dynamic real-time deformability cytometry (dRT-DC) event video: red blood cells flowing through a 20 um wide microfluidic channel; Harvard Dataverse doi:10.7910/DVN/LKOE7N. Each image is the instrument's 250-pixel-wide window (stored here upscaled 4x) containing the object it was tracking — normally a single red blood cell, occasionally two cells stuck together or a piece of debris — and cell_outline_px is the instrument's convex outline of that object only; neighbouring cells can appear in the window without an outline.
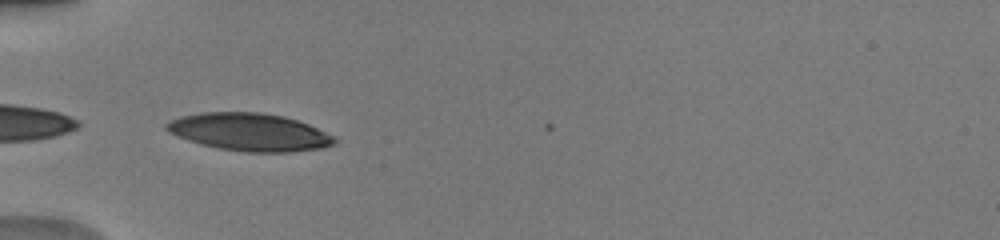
{"species": "human", "species_latin": "Homo sapiens", "temperature_condition": "warm", "stored_images_in_passage": 34, "camera_frame_rate_fps": 3000, "um_per_image_px": 0.085, "donor": {"sex": "male"}, "frame": {"image": 1, "passage_image": 1, "time_ms": 0.0, "image_size_px": [1000, 240], "cell_outline_px": [[336, 144], [324, 148], [292, 152], [244, 152], [220, 148], [200, 144], [176, 136], [168, 132], [164, 128], [164, 124], [180, 116], [200, 112], [260, 112], [284, 116], [308, 124], [336, 136]], "centroid_in_image_um": [21.22, 11.23], "position_along_channel_um": 63.8, "area_um2": 37.17}}
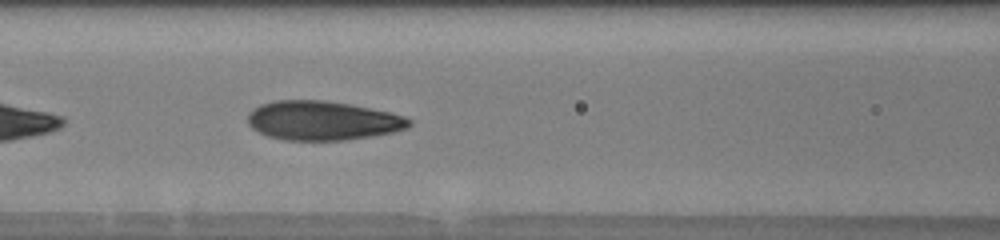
{"frame": {"image": 2, "passage_image": 7, "time_ms": 2.0, "image_size_px": [1000, 240], "cell_outline_px": [[412, 124], [408, 128], [392, 132], [372, 136], [344, 140], [284, 140], [268, 136], [252, 128], [248, 124], [248, 112], [252, 108], [260, 104], [276, 100], [324, 100], [348, 104], [392, 112], [404, 116], [412, 120]], "centroid_in_image_um": [27.41, 10.24], "position_along_channel_um": 139.2, "area_um2": 36.99}}
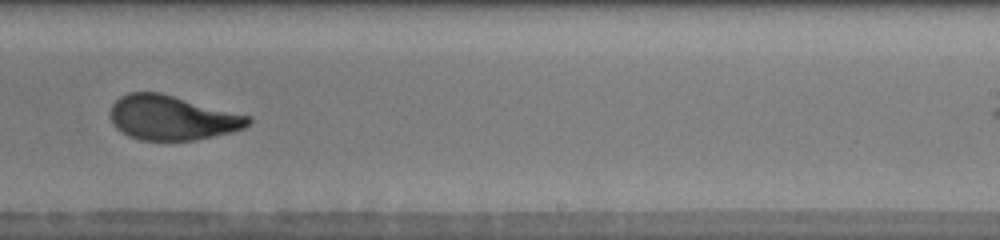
{"frame": {"image": 3, "passage_image": 17, "time_ms": 5.333, "image_size_px": [1000, 240], "cell_outline_px": [[252, 120], [244, 128], [232, 132], [196, 140], [140, 140], [128, 136], [116, 128], [112, 124], [108, 112], [112, 104], [120, 96], [128, 92], [160, 92], [252, 116]], "centroid_in_image_um": [14.61, 10.0], "position_along_channel_um": 274.4, "area_um2": 36.18}, "authors_computed_cell_mechanics": {"area_um2": 36.5874, "velocity_mm_per_s": 4.0625, "shape_relaxation_time_tau1_ms": 5.4918, "shape_relaxation_time_tau2_ms": 0.8071, "deformation_change_tau1": 0.2122, "deformation_change_tau2": 0.0753}}